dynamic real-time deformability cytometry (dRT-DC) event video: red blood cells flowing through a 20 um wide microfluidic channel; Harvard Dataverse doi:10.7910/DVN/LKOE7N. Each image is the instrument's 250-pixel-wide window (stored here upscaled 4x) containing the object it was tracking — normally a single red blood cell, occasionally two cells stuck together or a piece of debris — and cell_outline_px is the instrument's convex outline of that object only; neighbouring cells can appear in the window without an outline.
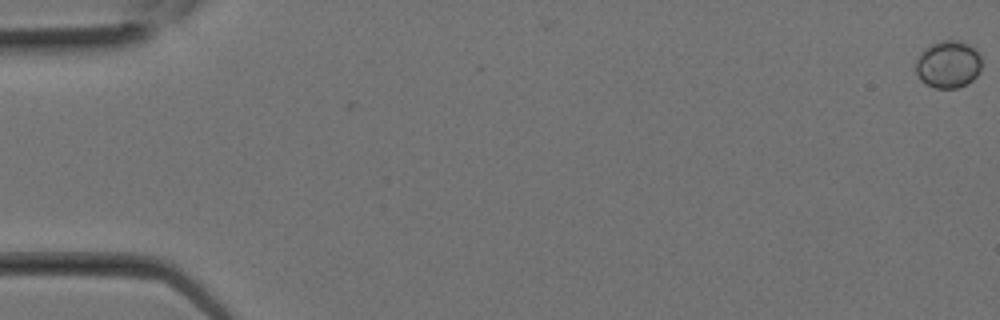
{"species": "Egyptian fruit bat (a non-hibernating species)", "species_latin": "Rousettus aegyptiacus", "temperature_condition": "room temperature", "stored_images_in_passage": 14, "camera_frame_rate_fps": 3000, "um_per_image_px": 0.085, "animal": {"sex": "female"}, "frame": {"image": 1, "passage_image": 1, "time_ms": 0.0, "image_size_px": [1000, 320], "cell_outline_px": [[980, 72], [968, 84], [956, 88], [936, 88], [920, 80], [916, 72], [916, 60], [920, 52], [924, 48], [940, 40], [960, 40], [976, 48], [980, 56]], "centroid_in_image_um": [80.6, 5.45], "position_along_channel_um": 4.4, "area_um2": 18.32}}
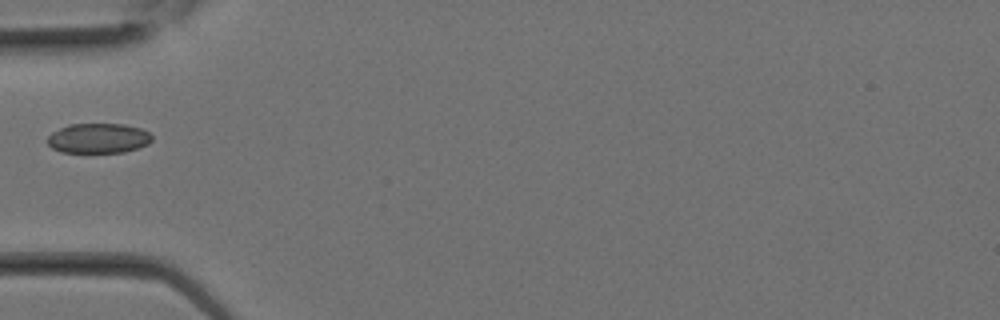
{"frame": {"image": 2, "passage_image": 10, "time_ms": 3.0, "image_size_px": [1000, 320], "cell_outline_px": [[152, 140], [148, 144], [124, 152], [60, 152], [52, 148], [48, 144], [48, 136], [52, 132], [68, 124], [124, 124], [140, 128], [148, 132], [152, 136]], "centroid_in_image_um": [8.35, 11.75], "position_along_channel_um": 76.6, "area_um2": 18.15}}
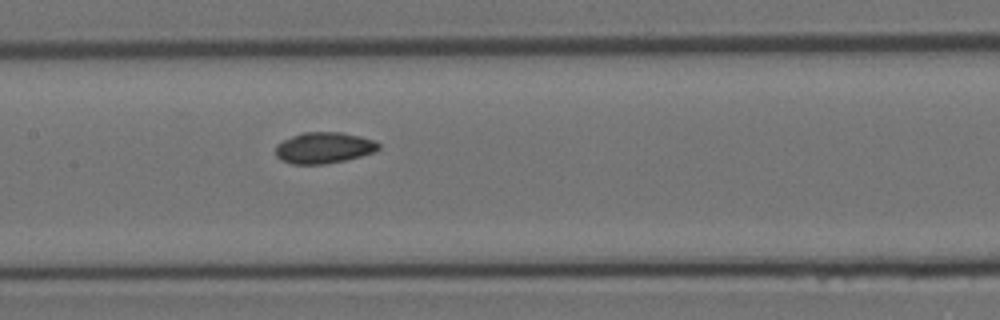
{"frame": {"image": 3, "passage_image": 14, "time_ms": 4.333, "image_size_px": [1000, 320], "cell_outline_px": [[380, 148], [372, 152], [360, 156], [344, 160], [324, 164], [292, 164], [280, 160], [276, 156], [276, 144], [292, 136], [304, 132], [340, 132], [360, 136], [372, 140], [380, 144]], "centroid_in_image_um": [27.5, 12.56], "position_along_channel_um": 179.9, "area_um2": 18.55}}